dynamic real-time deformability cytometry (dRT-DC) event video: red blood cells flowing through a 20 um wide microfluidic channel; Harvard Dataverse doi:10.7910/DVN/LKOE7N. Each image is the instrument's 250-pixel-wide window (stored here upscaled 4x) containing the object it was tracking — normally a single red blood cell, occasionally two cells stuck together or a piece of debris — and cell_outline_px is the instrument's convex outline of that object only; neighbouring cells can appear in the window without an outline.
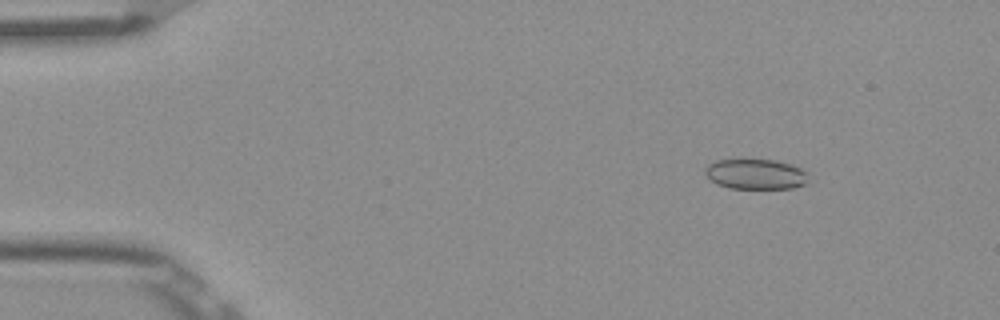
{"species": "Egyptian fruit bat (a non-hibernating species)", "species_latin": "Rousettus aegyptiacus", "temperature_condition": "room temperature", "stored_images_in_passage": 52, "camera_frame_rate_fps": 3000, "um_per_image_px": 0.085, "frame": {"image": 1, "passage_image": 7, "time_ms": 2.0, "image_size_px": [1000, 320], "cell_outline_px": [[804, 184], [792, 188], [728, 188], [716, 184], [704, 172], [704, 168], [708, 164], [716, 160], [740, 156], [744, 156], [776, 160], [800, 168], [804, 172]], "centroid_in_image_um": [64.1, 14.73], "position_along_channel_um": 20.9, "area_um2": 18.67}}
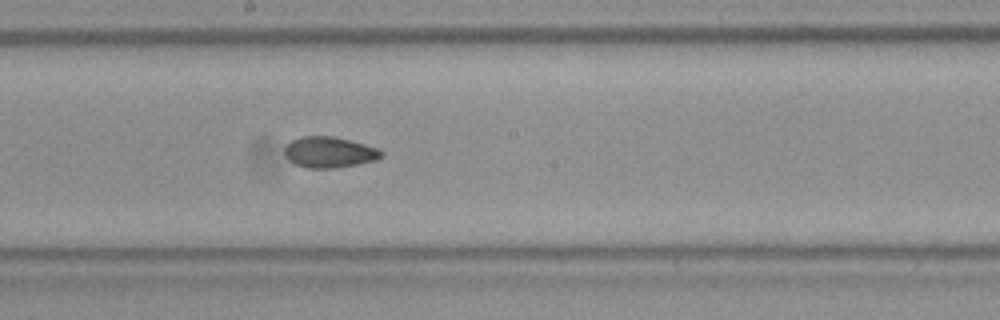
{"frame": {"image": 2, "passage_image": 29, "time_ms": 9.333, "image_size_px": [1000, 320], "cell_outline_px": [[384, 156], [376, 160], [336, 168], [304, 168], [288, 160], [284, 156], [284, 148], [292, 140], [300, 136], [332, 136], [364, 144], [376, 148], [384, 152]], "centroid_in_image_um": [27.96, 12.94], "position_along_channel_um": 220.2, "area_um2": 17.46}}
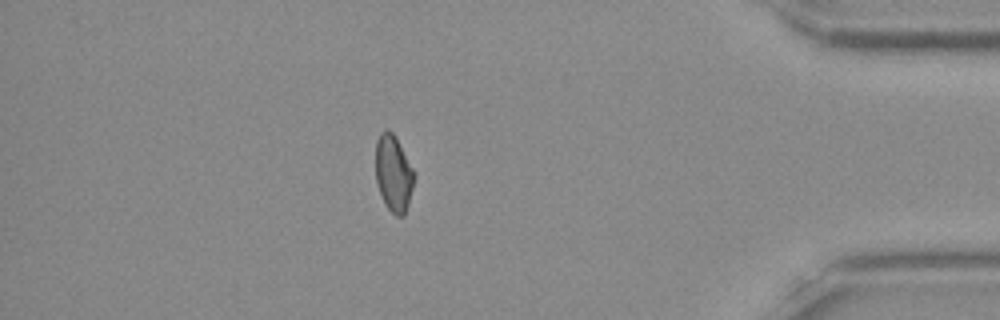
{"frame": {"image": 3, "passage_image": 46, "time_ms": 15.0, "image_size_px": [1000, 320], "cell_outline_px": [[412, 188], [408, 204], [404, 216], [396, 216], [384, 204], [376, 180], [376, 140], [380, 132], [384, 128], [388, 128], [396, 136], [412, 168]], "centroid_in_image_um": [33.41, 14.7], "position_along_channel_um": 401.8, "area_um2": 16.94}, "authors_computed_cell_mechanics": {"area_um2": 17.6001, "velocity_mm_per_s": 3.9042, "shape_relaxation_time_tau1_ms": null, "shape_relaxation_time_tau2_ms": 3.0966, "deformation_change_tau1": null, "deformation_change_tau2": 0.0737}}